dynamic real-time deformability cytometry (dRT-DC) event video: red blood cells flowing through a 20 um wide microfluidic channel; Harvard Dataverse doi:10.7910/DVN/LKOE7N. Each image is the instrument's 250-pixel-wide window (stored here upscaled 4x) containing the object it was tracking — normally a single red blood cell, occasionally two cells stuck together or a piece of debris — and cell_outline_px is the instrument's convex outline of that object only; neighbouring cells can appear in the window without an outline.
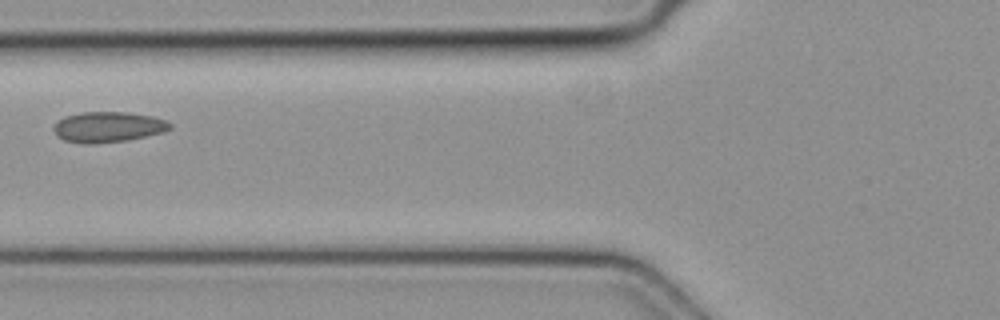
{"species": "common noctule bat (a hibernating species)", "species_latin": "Nyctalus noctula", "temperature_condition": "cold", "stored_images_in_passage": 2, "camera_frame_rate_fps": 3000, "um_per_image_px": 0.085, "animal": {"sex": "female", "body_mass_g": 19.3, "forearm_length_mm": 54.1}, "frame": {"image": 1, "passage_image": 2, "time_ms": 0.333, "image_size_px": [1000, 320], "cell_outline_px": [[172, 128], [164, 132], [128, 140], [92, 144], [84, 144], [64, 140], [56, 136], [52, 128], [56, 120], [64, 116], [80, 112], [128, 112], [152, 116], [164, 120], [172, 124]], "centroid_in_image_um": [9.14, 10.79], "position_along_channel_um": 116.7, "area_um2": 20.98}}